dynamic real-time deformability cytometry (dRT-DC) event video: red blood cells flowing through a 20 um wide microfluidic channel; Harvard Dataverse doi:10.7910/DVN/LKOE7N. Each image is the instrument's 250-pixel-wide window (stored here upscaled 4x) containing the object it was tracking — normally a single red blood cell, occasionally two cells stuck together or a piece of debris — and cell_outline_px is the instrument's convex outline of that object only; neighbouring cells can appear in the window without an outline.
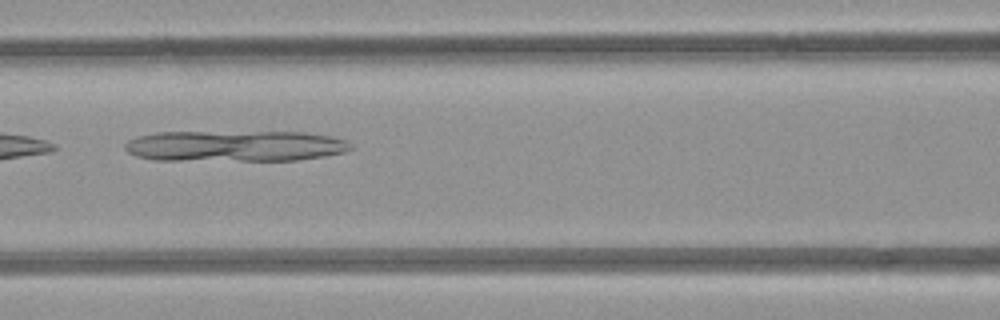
{"species": "common noctule bat (a hibernating species)", "species_latin": "Nyctalus noctula", "temperature_condition": "room temperature", "stored_images_in_passage": 8, "camera_frame_rate_fps": 3000, "um_per_image_px": 0.085, "animal": {"sex": "female", "body_mass_g": 21.9}, "frame": {"image": 1, "passage_image": 7, "time_ms": 7.667, "image_size_px": [1000, 320], "cell_outline_px": [[352, 148], [344, 152], [324, 156], [296, 160], [152, 160], [136, 156], [128, 152], [124, 148], [124, 144], [128, 140], [140, 136], [156, 132], [304, 132], [332, 136], [348, 140]], "centroid_in_image_um": [19.97, 12.4], "position_along_channel_um": 146.6, "area_um2": 40.92}}
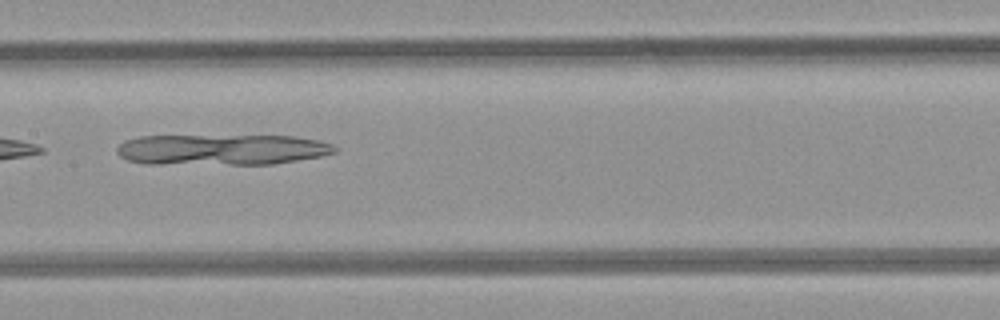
{"frame": {"image": 2, "passage_image": 8, "time_ms": 8.667, "image_size_px": [1000, 320], "cell_outline_px": [[340, 148], [336, 152], [320, 156], [272, 164], [144, 164], [128, 160], [120, 156], [116, 152], [116, 148], [124, 140], [140, 136], [296, 136], [320, 140], [332, 144]], "centroid_in_image_um": [18.85, 12.72], "position_along_channel_um": 188.6, "area_um2": 39.36}}